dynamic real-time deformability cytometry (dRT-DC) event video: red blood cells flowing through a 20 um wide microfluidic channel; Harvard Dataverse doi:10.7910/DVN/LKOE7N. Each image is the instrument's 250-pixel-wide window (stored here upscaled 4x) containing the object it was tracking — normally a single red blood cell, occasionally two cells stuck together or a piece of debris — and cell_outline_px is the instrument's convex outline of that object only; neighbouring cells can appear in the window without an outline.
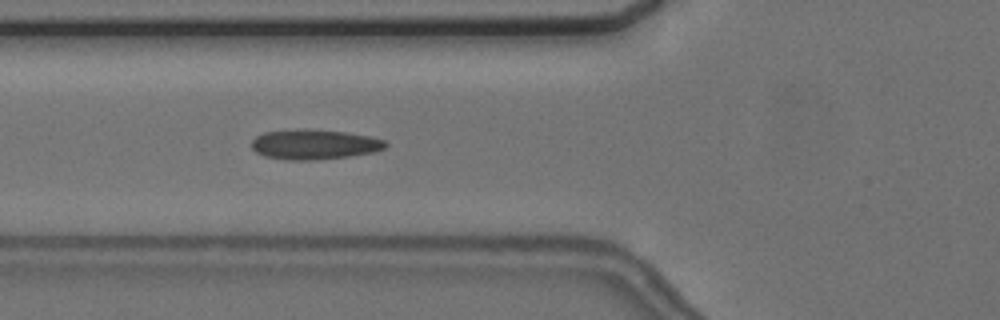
{"species": "common noctule bat (a hibernating species)", "species_latin": "Nyctalus noctula", "temperature_condition": "cold", "stored_images_in_passage": 7, "camera_frame_rate_fps": 3000, "um_per_image_px": 0.085, "animal": {"sex": "female", "body_mass_g": 24.6, "forearm_length_mm": 56.2}, "frame": {"image": 1, "passage_image": 7, "time_ms": 7.333, "image_size_px": [1000, 320], "cell_outline_px": [[388, 144], [384, 148], [372, 152], [348, 156], [312, 160], [288, 160], [264, 156], [256, 152], [252, 148], [252, 140], [256, 136], [264, 132], [296, 128], [304, 128], [344, 132], [368, 136], [384, 140]], "centroid_in_image_um": [26.66, 12.26], "position_along_channel_um": 99.1, "area_um2": 23.35}}